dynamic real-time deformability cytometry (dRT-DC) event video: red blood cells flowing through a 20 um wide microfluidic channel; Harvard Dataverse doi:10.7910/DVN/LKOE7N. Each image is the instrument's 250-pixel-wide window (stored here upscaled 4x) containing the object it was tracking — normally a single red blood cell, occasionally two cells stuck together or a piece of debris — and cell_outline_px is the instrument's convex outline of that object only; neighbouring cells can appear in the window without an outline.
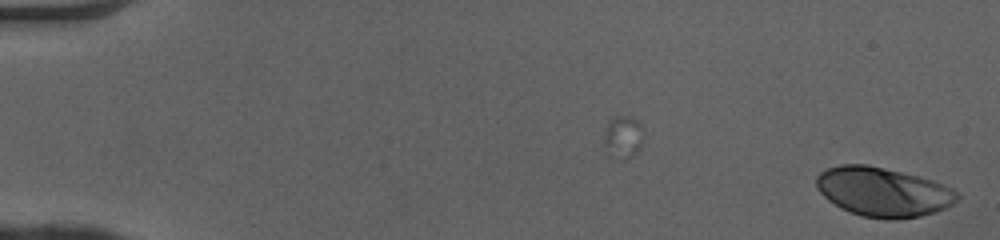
{"species": "human", "species_latin": "Homo sapiens", "temperature_condition": "cold", "stored_images_in_passage": 50, "camera_frame_rate_fps": 3000, "um_per_image_px": 0.085, "donor": {"sex": "female"}, "frame": {"image": 1, "passage_image": 1, "time_ms": 0.0, "image_size_px": [1000, 240], "cell_outline_px": [[960, 196], [952, 204], [936, 212], [920, 216], [896, 220], [888, 220], [860, 216], [840, 208], [828, 200], [816, 188], [816, 176], [820, 172], [828, 168], [840, 164], [868, 164], [932, 180], [944, 184], [960, 192]], "centroid_in_image_um": [75.05, 16.32], "position_along_channel_um": 9.9, "area_um2": 40.63}}
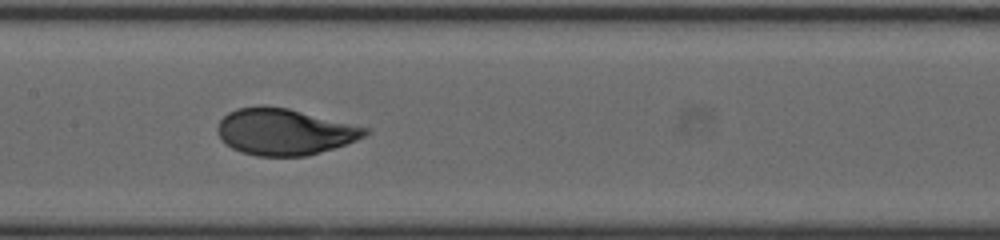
{"frame": {"image": 2, "passage_image": 26, "time_ms": 8.333, "image_size_px": [1000, 240], "cell_outline_px": [[372, 132], [356, 140], [308, 156], [256, 156], [240, 152], [232, 148], [220, 136], [216, 128], [220, 120], [228, 112], [236, 108], [260, 104], [264, 104], [288, 108], [372, 128]], "centroid_in_image_um": [24.19, 11.18], "position_along_channel_um": 183.2, "area_um2": 40.23}}
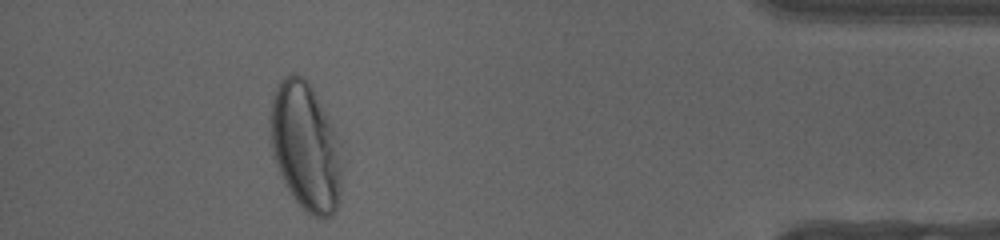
{"frame": {"image": 3, "passage_image": 46, "time_ms": 15.0, "image_size_px": [1000, 240], "cell_outline_px": [[344, 164], [340, 196], [336, 212], [332, 216], [312, 216], [292, 196], [284, 184], [280, 176], [272, 156], [268, 116], [272, 96], [280, 80], [284, 76], [292, 72], [296, 72], [304, 76], [308, 80], [328, 116], [340, 140]], "centroid_in_image_um": [25.98, 12.43], "position_along_channel_um": 409.2, "area_um2": 55.03}, "authors_computed_cell_mechanics": {"area_um2": 39.9398, "velocity_mm_per_s": 4.0761, "shape_relaxation_time_tau1_ms": 4.0513, "shape_relaxation_time_tau2_ms": null, "deformation_change_tau1": 0.1785, "deformation_change_tau2": null}}